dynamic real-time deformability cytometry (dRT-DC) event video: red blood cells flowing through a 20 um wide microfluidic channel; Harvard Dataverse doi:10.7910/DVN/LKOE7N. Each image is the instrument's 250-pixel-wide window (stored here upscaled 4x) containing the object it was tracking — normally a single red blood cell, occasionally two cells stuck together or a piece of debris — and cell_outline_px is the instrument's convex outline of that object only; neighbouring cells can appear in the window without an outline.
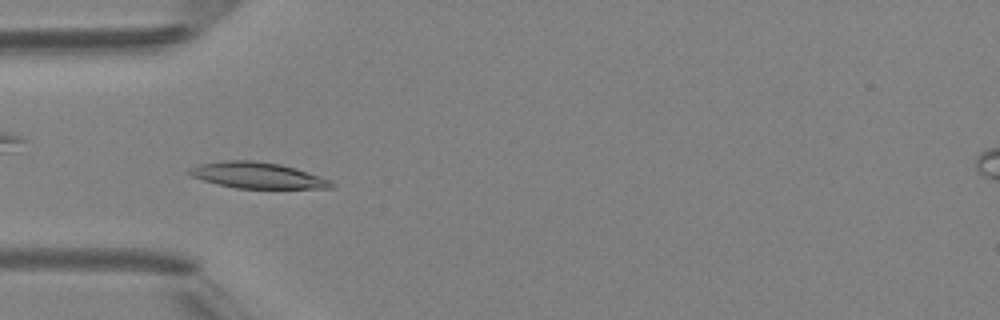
{"species": "Egyptian fruit bat (a non-hibernating species)", "species_latin": "Rousettus aegyptiacus", "temperature_condition": "room temperature", "stored_images_in_passage": 8, "camera_frame_rate_fps": 3000, "um_per_image_px": 0.085, "animal": {"sex": "female"}, "frame": {"image": 1, "passage_image": 6, "time_ms": 5.667, "image_size_px": [1000, 320], "cell_outline_px": [[336, 184], [332, 188], [236, 188], [204, 180], [192, 176], [188, 172], [188, 168], [200, 164], [224, 160], [252, 160], [280, 164], [296, 168], [332, 180]], "centroid_in_image_um": [21.92, 14.9], "position_along_channel_um": 63.1, "area_um2": 21.44}}
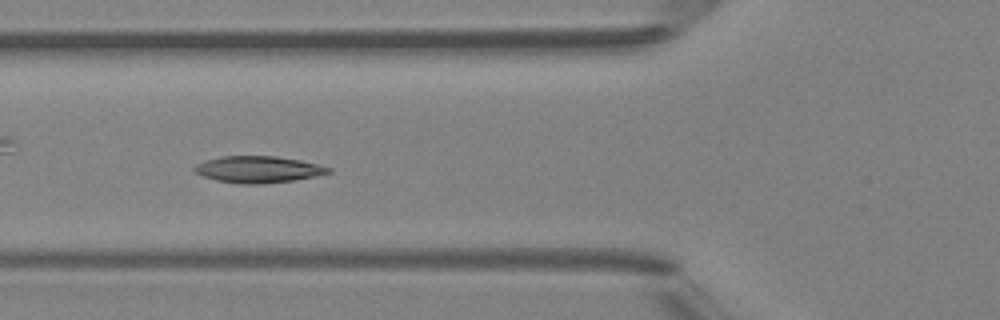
{"frame": {"image": 2, "passage_image": 7, "time_ms": 6.667, "image_size_px": [1000, 320], "cell_outline_px": [[332, 172], [316, 176], [296, 180], [264, 184], [236, 184], [216, 180], [204, 176], [196, 172], [192, 168], [196, 164], [208, 160], [224, 156], [276, 156], [300, 160], [332, 168]], "centroid_in_image_um": [21.97, 14.41], "position_along_channel_um": 103.8, "area_um2": 20.81}}
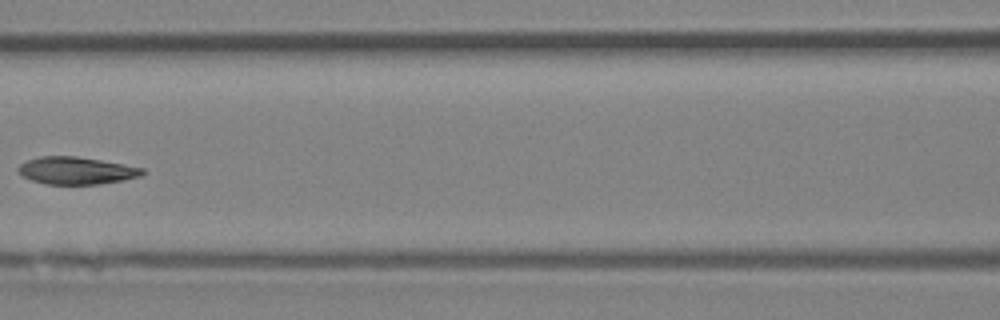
{"frame": {"image": 3, "passage_image": 8, "time_ms": 8.0, "image_size_px": [1000, 320], "cell_outline_px": [[144, 172], [140, 176], [124, 180], [100, 184], [44, 184], [20, 176], [16, 168], [20, 164], [28, 160], [40, 156], [76, 156], [100, 160], [144, 168]], "centroid_in_image_um": [6.44, 14.5], "position_along_channel_um": 160.2, "area_um2": 19.83}}